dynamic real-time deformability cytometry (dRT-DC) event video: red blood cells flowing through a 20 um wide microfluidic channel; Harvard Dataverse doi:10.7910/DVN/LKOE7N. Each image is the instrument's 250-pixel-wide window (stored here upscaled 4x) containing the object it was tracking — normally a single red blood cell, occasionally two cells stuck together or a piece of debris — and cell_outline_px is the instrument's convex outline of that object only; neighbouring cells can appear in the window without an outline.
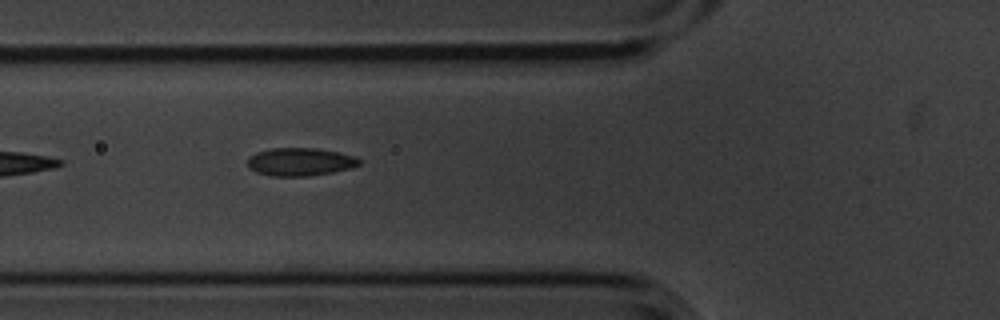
{"species": "common noctule bat (a hibernating species)", "species_latin": "Nyctalus noctula", "temperature_condition": "cold", "stored_images_in_passage": 7, "camera_frame_rate_fps": 3000, "um_per_image_px": 0.085, "animal": {"sex": "male", "body_mass_g": 20.1, "forearm_length_mm": 53.5}, "frame": {"image": 1, "passage_image": 6, "time_ms": 1.667, "image_size_px": [1000, 320], "cell_outline_px": [[360, 164], [352, 168], [332, 172], [308, 176], [272, 176], [256, 172], [248, 168], [248, 156], [256, 152], [272, 148], [316, 148], [356, 156], [360, 160]], "centroid_in_image_um": [25.49, 13.75], "position_along_channel_um": 100.3, "area_um2": 18.26}}
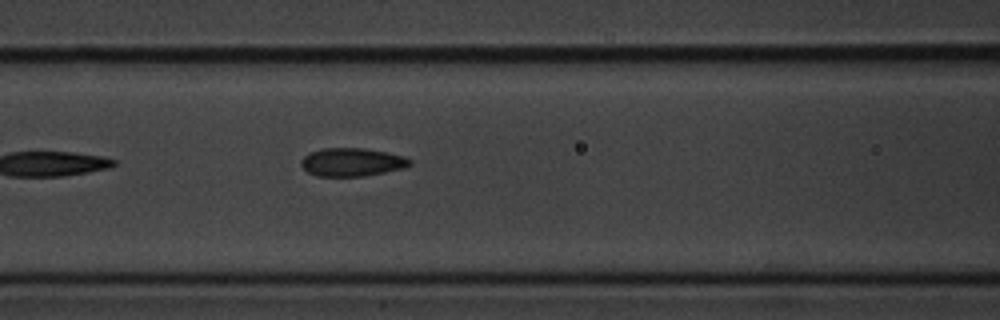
{"frame": {"image": 2, "passage_image": 7, "time_ms": 2.0, "image_size_px": [1000, 320], "cell_outline_px": [[412, 164], [404, 168], [364, 176], [316, 176], [308, 172], [300, 164], [300, 160], [308, 152], [320, 148], [364, 148], [404, 156], [412, 160]], "centroid_in_image_um": [29.89, 13.77], "position_along_channel_um": 136.7, "area_um2": 17.98}}